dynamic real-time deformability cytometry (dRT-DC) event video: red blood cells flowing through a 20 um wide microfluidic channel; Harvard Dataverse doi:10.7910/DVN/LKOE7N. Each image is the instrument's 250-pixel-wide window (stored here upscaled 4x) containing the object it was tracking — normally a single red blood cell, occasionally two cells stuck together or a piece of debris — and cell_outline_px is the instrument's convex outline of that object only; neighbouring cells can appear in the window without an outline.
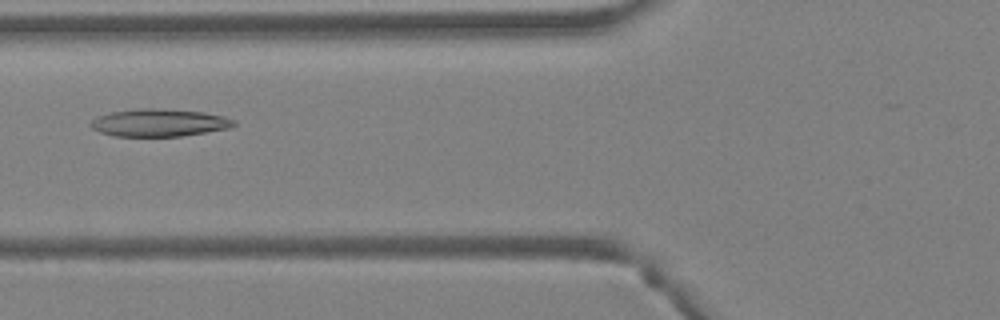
{"species": "Egyptian fruit bat (a non-hibernating species)", "species_latin": "Rousettus aegyptiacus", "temperature_condition": "warm", "stored_images_in_passage": 30, "camera_frame_rate_fps": 3000, "um_per_image_px": 0.085, "animal": {"sex": "female"}, "frame": {"image": 1, "passage_image": 9, "time_ms": 2.667, "image_size_px": [1000, 320], "cell_outline_px": [[236, 124], [228, 128], [180, 136], [116, 136], [100, 132], [92, 128], [88, 124], [96, 116], [112, 112], [136, 108], [160, 108], [204, 112], [236, 120]], "centroid_in_image_um": [13.48, 10.42], "position_along_channel_um": 112.3, "area_um2": 22.89}}
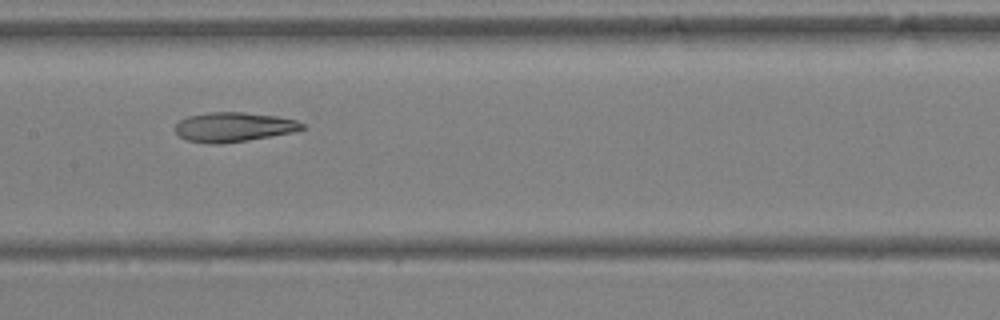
{"frame": {"image": 2, "passage_image": 14, "time_ms": 4.333, "image_size_px": [1000, 320], "cell_outline_px": [[304, 128], [292, 132], [220, 144], [212, 144], [188, 140], [180, 136], [176, 132], [176, 124], [180, 120], [188, 116], [208, 112], [244, 112], [276, 116], [296, 120], [304, 124]], "centroid_in_image_um": [19.84, 10.78], "position_along_channel_um": 187.6, "area_um2": 21.44}}
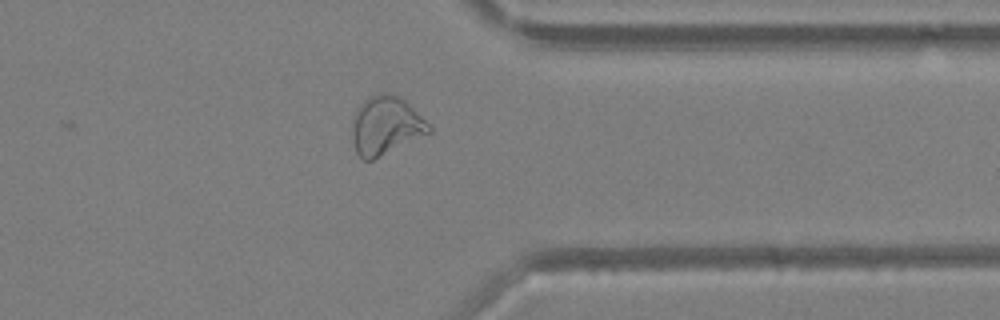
{"frame": {"image": 3, "passage_image": 27, "time_ms": 8.667, "image_size_px": [1000, 320], "cell_outline_px": [[432, 132], [372, 160], [364, 160], [356, 152], [352, 140], [352, 120], [356, 108], [364, 100], [380, 92], [400, 96], [432, 128]], "centroid_in_image_um": [32.76, 10.68], "position_along_channel_um": 378.6, "area_um2": 25.89}, "authors_computed_cell_mechanics": {"area_um2": 22.3686, "velocity_mm_per_s": 4.5123, "shape_relaxation_time_tau1_ms": null, "shape_relaxation_time_tau2_ms": 1.9177, "deformation_change_tau1": null, "deformation_change_tau2": 0.0818}}